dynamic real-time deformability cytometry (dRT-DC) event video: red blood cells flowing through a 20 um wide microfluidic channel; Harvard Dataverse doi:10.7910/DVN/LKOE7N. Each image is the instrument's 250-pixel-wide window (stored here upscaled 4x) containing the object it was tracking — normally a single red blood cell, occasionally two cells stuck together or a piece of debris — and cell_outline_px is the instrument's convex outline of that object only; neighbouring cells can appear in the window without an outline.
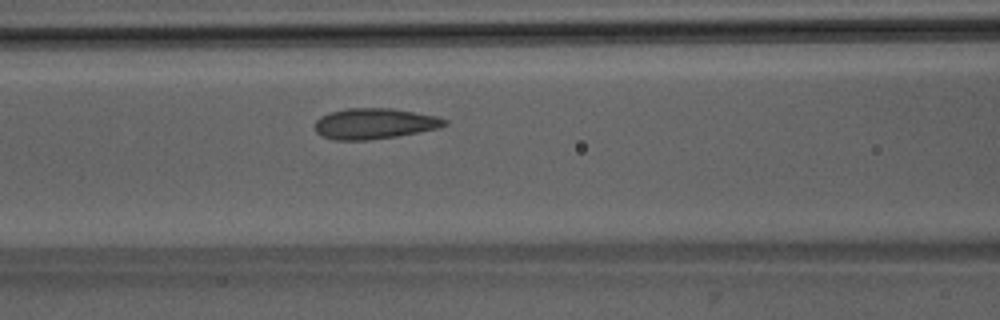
{"species": "Egyptian fruit bat (a non-hibernating species)", "species_latin": "Rousettus aegyptiacus", "temperature_condition": "room temperature", "stored_images_in_passage": 40, "camera_frame_rate_fps": 3000, "um_per_image_px": 0.085, "animal": {"sex": "male"}, "frame": {"image": 1, "passage_image": 12, "time_ms": 3.667, "image_size_px": [1000, 320], "cell_outline_px": [[448, 124], [440, 128], [396, 136], [368, 140], [336, 140], [324, 136], [316, 132], [316, 120], [320, 116], [332, 112], [348, 108], [392, 108], [436, 116], [448, 120]], "centroid_in_image_um": [31.86, 10.5], "position_along_channel_um": 134.7, "area_um2": 23.06}}
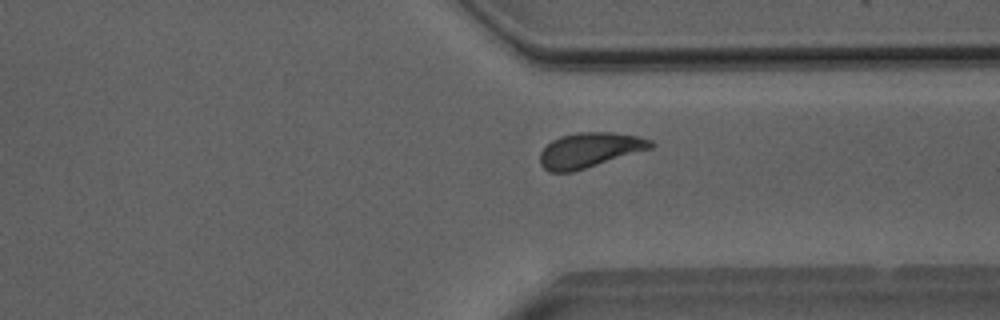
{"frame": {"image": 2, "passage_image": 29, "time_ms": 9.333, "image_size_px": [1000, 320], "cell_outline_px": [[656, 144], [652, 148], [572, 172], [548, 172], [540, 164], [540, 152], [552, 140], [560, 136], [576, 132], [612, 132], [640, 136], [652, 140]], "centroid_in_image_um": [50.13, 12.75], "position_along_channel_um": 361.3, "area_um2": 22.6}}
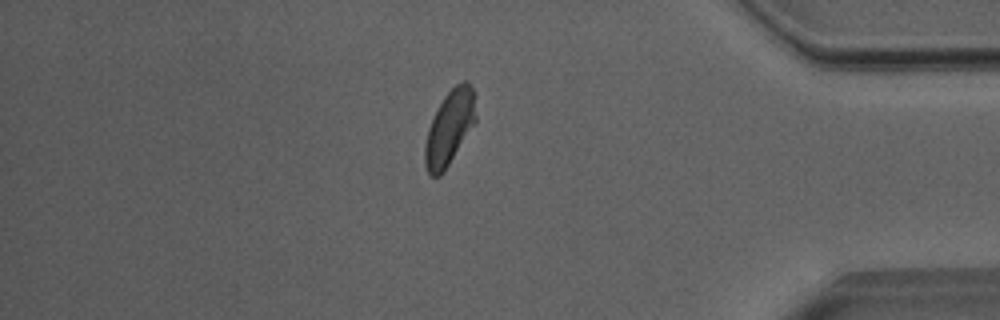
{"frame": {"image": 3, "passage_image": 34, "time_ms": 11.0, "image_size_px": [1000, 320], "cell_outline_px": [[476, 120], [444, 172], [440, 176], [428, 176], [424, 164], [424, 144], [428, 128], [444, 96], [456, 84], [464, 80], [468, 80], [472, 88], [476, 116]], "centroid_in_image_um": [38.18, 10.89], "position_along_channel_um": 397.0, "area_um2": 21.85}}